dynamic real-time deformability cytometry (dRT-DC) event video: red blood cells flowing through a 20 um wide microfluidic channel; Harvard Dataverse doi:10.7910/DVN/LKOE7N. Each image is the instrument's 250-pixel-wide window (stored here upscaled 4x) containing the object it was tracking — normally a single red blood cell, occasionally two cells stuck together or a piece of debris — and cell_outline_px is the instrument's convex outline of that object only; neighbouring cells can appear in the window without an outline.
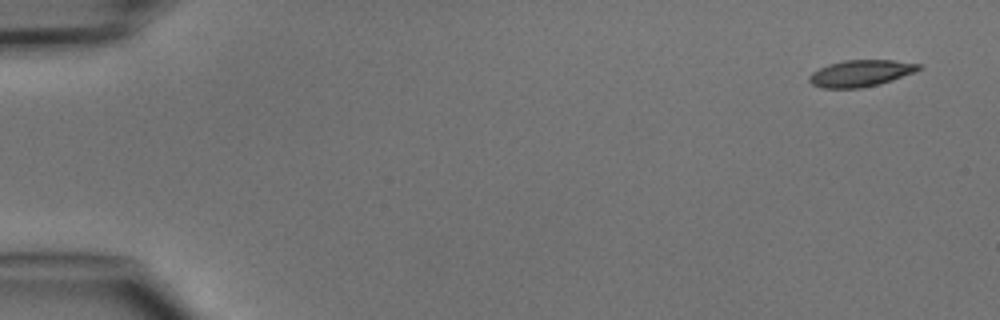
{"species": "common noctule bat (a hibernating species)", "species_latin": "Nyctalus noctula", "temperature_condition": "cold", "stored_images_in_passage": 6, "camera_frame_rate_fps": 3000, "um_per_image_px": 0.085, "animal": {"sex": "male", "body_mass_g": 15.6}, "frame": {"image": 1, "passage_image": 1, "time_ms": 0.0, "image_size_px": [1000, 320], "cell_outline_px": [[924, 68], [892, 80], [880, 84], [860, 88], [824, 88], [812, 84], [808, 80], [808, 76], [812, 72], [828, 64], [844, 60], [892, 60], [920, 64]], "centroid_in_image_um": [73.15, 6.22], "position_along_channel_um": 11.8, "area_um2": 16.94}}
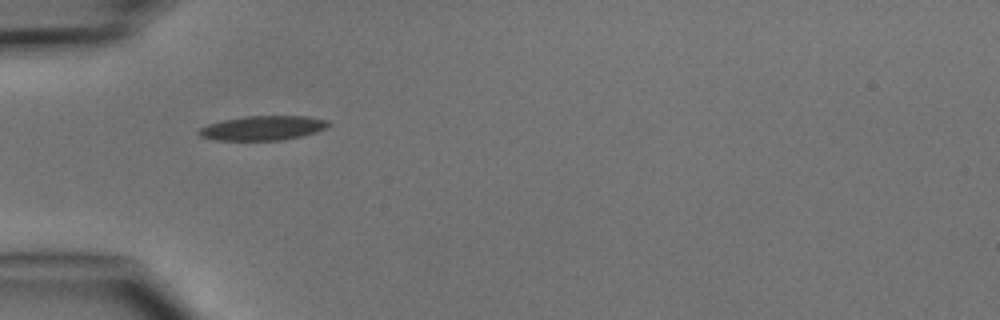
{"frame": {"image": 2, "passage_image": 4, "time_ms": 4.333, "image_size_px": [1000, 320], "cell_outline_px": [[332, 124], [328, 128], [316, 132], [300, 136], [280, 140], [216, 140], [200, 136], [196, 132], [200, 128], [208, 124], [224, 120], [244, 116], [308, 116], [328, 120]], "centroid_in_image_um": [22.37, 10.87], "position_along_channel_um": 62.6, "area_um2": 18.5}}